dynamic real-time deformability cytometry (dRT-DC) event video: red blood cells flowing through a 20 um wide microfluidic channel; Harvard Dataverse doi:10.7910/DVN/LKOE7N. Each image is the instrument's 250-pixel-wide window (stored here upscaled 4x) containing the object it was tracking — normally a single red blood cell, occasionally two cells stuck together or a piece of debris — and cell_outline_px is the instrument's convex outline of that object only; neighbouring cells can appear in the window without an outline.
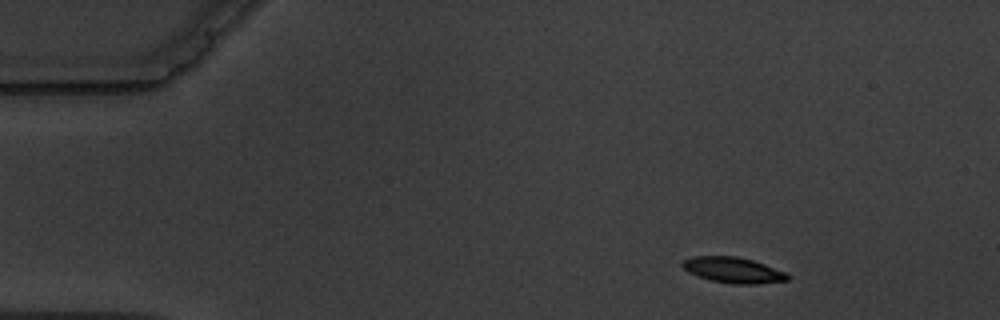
{"species": "common noctule bat (a hibernating species)", "species_latin": "Nyctalus noctula", "temperature_condition": "warm", "stored_images_in_passage": 3, "camera_frame_rate_fps": 3000, "um_per_image_px": 0.085, "animal": {"sex": "male", "body_mass_g": 19.5, "forearm_length_mm": 54.6}, "frame": {"image": 1, "passage_image": 1, "time_ms": 0.0, "image_size_px": [1000, 320], "cell_outline_px": [[788, 280], [756, 284], [732, 284], [712, 280], [688, 272], [680, 264], [684, 260], [692, 256], [736, 256], [752, 260], [788, 272]], "centroid_in_image_um": [62.33, 22.95], "position_along_channel_um": 22.7, "area_um2": 15.66}}